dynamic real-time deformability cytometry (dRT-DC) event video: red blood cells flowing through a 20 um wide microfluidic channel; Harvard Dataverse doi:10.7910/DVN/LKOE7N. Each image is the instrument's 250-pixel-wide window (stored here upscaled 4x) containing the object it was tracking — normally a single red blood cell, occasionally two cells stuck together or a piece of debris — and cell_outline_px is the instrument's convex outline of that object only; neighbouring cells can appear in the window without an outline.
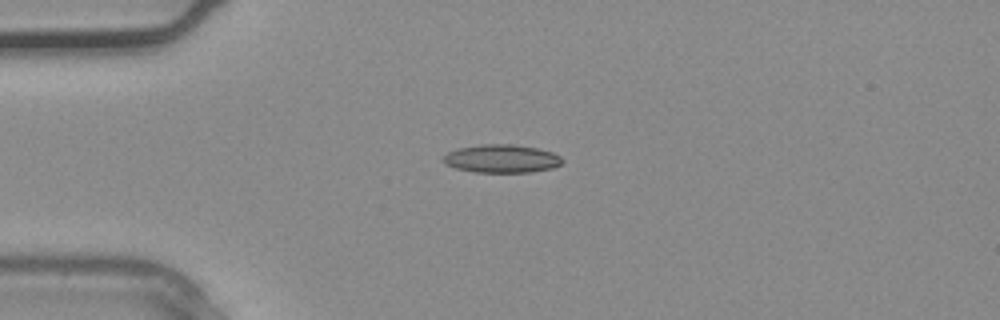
{"species": "common noctule bat (a hibernating species)", "species_latin": "Nyctalus noctula", "temperature_condition": "warm", "stored_images_in_passage": 28, "camera_frame_rate_fps": 3000, "um_per_image_px": 0.085, "animal": {"sex": "male", "body_mass_g": 20.4}, "frame": {"image": 1, "passage_image": 1, "time_ms": 0.0, "image_size_px": [1000, 320], "cell_outline_px": [[564, 160], [560, 164], [552, 168], [532, 172], [476, 172], [456, 168], [444, 164], [444, 156], [448, 152], [456, 148], [480, 144], [512, 144], [536, 148], [552, 152], [560, 156]], "centroid_in_image_um": [42.63, 13.48], "position_along_channel_um": 42.4, "area_um2": 19.54}}